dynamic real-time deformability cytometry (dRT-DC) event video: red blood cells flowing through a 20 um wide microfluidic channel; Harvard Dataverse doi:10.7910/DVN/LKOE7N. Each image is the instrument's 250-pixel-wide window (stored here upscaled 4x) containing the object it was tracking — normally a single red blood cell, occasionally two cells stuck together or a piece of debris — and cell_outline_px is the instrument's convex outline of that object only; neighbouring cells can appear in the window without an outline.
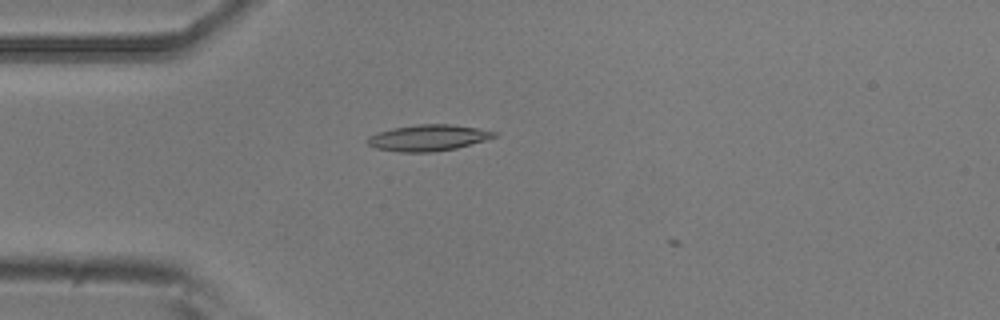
{"species": "common noctule bat (a hibernating species)", "species_latin": "Nyctalus noctula", "temperature_condition": "room temperature", "stored_images_in_passage": 1, "camera_frame_rate_fps": 3000, "um_per_image_px": 0.085, "animal": {"sex": "male", "body_mass_g": 20.5, "forearm_length_mm": 52.5}, "frame": {"image": 1, "passage_image": 1, "time_ms": 0.0, "image_size_px": [1000, 320], "cell_outline_px": [[496, 136], [484, 140], [456, 148], [432, 152], [400, 152], [376, 148], [368, 144], [368, 136], [392, 128], [416, 124], [452, 124], [476, 128], [496, 132]], "centroid_in_image_um": [36.37, 11.71], "position_along_channel_um": 48.6, "area_um2": 19.07}}